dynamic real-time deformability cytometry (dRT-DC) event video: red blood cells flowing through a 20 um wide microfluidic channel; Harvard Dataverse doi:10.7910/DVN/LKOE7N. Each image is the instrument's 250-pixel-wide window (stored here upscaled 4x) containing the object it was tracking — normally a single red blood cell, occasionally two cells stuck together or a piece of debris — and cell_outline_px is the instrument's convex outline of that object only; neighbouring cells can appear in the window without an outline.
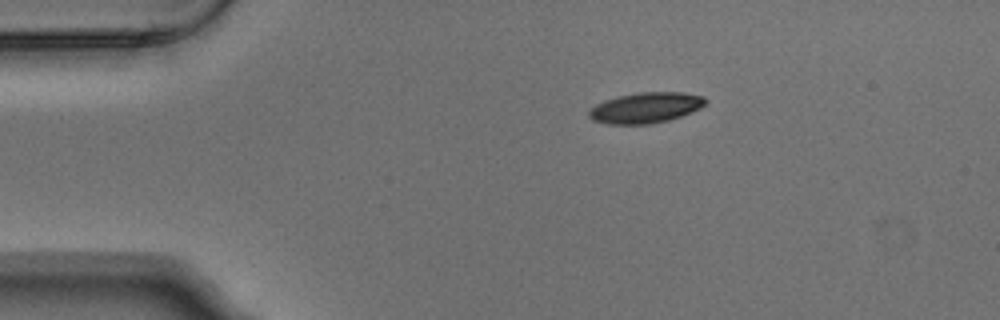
{"species": "Egyptian fruit bat (a non-hibernating species)", "species_latin": "Rousettus aegyptiacus", "temperature_condition": "warm", "stored_images_in_passage": 5, "camera_frame_rate_fps": 3000, "um_per_image_px": 0.085, "animal": {"sex": "male"}, "frame": {"image": 1, "passage_image": 1, "time_ms": 0.0, "image_size_px": [1000, 320], "cell_outline_px": [[708, 100], [700, 108], [680, 116], [668, 120], [648, 124], [608, 124], [592, 120], [588, 116], [588, 112], [596, 104], [604, 100], [636, 92], [684, 92], [704, 96]], "centroid_in_image_um": [54.88, 9.15], "position_along_channel_um": 30.1, "area_um2": 20.75}}
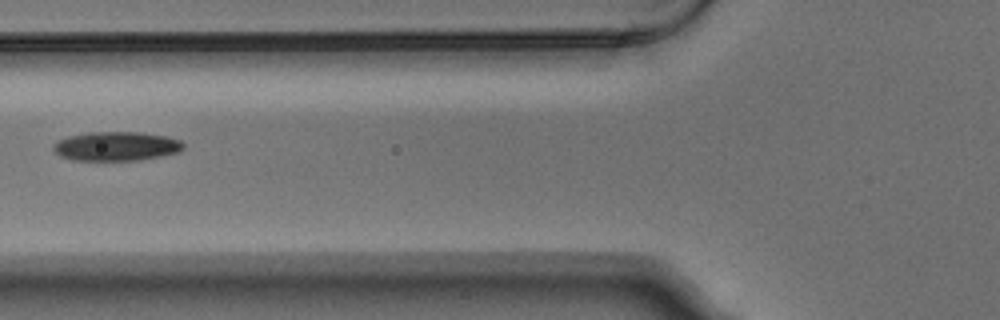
{"frame": {"image": 2, "passage_image": 4, "time_ms": 1.0, "image_size_px": [1000, 320], "cell_outline_px": [[184, 148], [180, 152], [140, 160], [76, 160], [60, 156], [52, 148], [52, 144], [56, 140], [68, 136], [88, 132], [140, 132], [168, 136], [180, 140], [184, 144]], "centroid_in_image_um": [9.89, 12.42], "position_along_channel_um": 115.9, "area_um2": 22.25}}
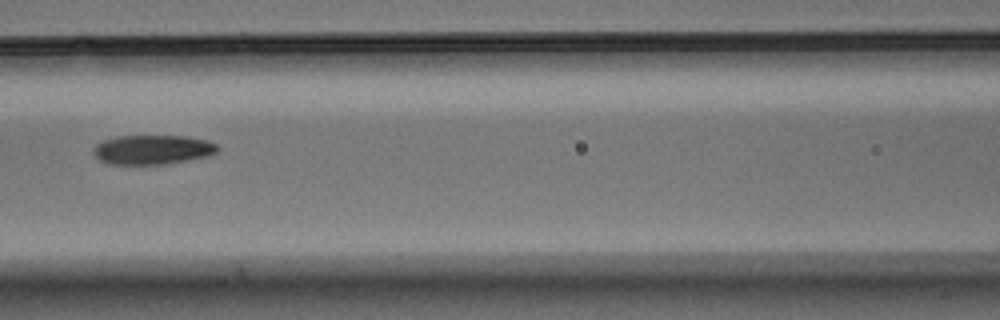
{"frame": {"image": 3, "passage_image": 5, "time_ms": 1.333, "image_size_px": [1000, 320], "cell_outline_px": [[220, 148], [212, 156], [168, 164], [108, 164], [100, 160], [92, 152], [92, 148], [96, 144], [104, 140], [116, 136], [184, 136], [208, 140], [216, 144]], "centroid_in_image_um": [13.0, 12.72], "position_along_channel_um": 153.6, "area_um2": 21.56}}